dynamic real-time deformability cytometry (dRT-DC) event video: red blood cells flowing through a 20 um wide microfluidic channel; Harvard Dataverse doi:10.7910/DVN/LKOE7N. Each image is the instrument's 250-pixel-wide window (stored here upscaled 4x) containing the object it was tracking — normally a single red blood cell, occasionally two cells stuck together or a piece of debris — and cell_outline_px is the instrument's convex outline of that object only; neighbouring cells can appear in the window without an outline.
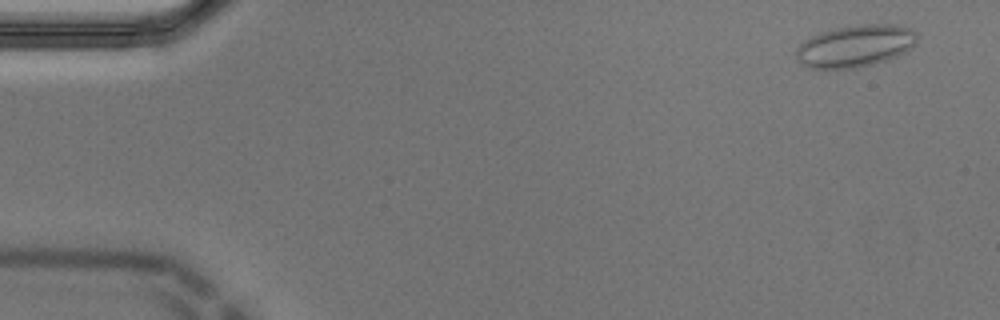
{"species": "Egyptian fruit bat (a non-hibernating species)", "species_latin": "Rousettus aegyptiacus", "temperature_condition": "cold", "stored_images_in_passage": 15, "camera_frame_rate_fps": 3000, "um_per_image_px": 0.085, "animal": {"sex": "male"}, "frame": {"image": 1, "passage_image": 3, "time_ms": 0.667, "image_size_px": [1000, 320], "cell_outline_px": [[916, 40], [912, 48], [888, 60], [856, 68], [808, 68], [800, 64], [796, 60], [796, 48], [804, 40], [820, 32], [836, 28], [856, 24], [892, 24], [908, 28], [916, 32]], "centroid_in_image_um": [72.66, 3.91], "position_along_channel_um": 12.3, "area_um2": 29.71}}